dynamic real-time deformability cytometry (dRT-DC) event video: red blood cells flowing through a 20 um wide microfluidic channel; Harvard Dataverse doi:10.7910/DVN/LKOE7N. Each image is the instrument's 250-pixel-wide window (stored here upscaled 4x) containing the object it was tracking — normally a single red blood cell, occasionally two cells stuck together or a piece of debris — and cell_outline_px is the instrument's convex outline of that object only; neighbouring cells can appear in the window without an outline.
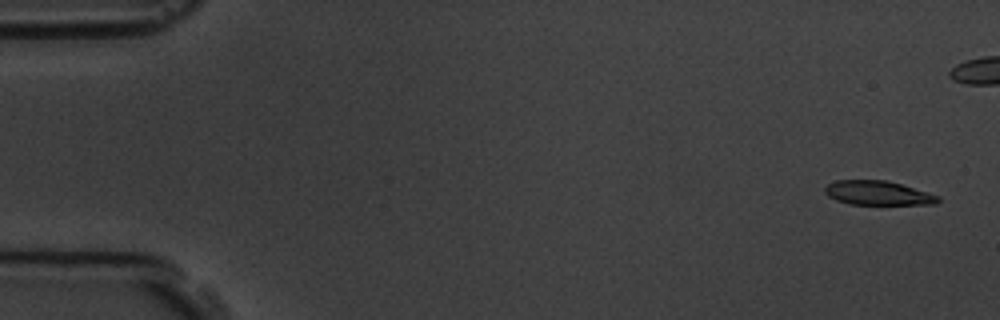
{"species": "common noctule bat (a hibernating species)", "species_latin": "Nyctalus noctula", "temperature_condition": "room temperature", "stored_images_in_passage": 16, "camera_frame_rate_fps": 3000, "um_per_image_px": 0.085, "animal": {"sex": "male", "body_mass_g": 19.5, "forearm_length_mm": 54.6}, "frame": {"image": 1, "passage_image": 1, "time_ms": 0.0, "image_size_px": [1000, 320], "cell_outline_px": [[940, 200], [936, 204], [848, 204], [836, 200], [828, 196], [824, 192], [824, 188], [828, 184], [836, 180], [888, 180], [940, 196]], "centroid_in_image_um": [74.6, 16.4], "position_along_channel_um": 10.4, "area_um2": 15.95}}
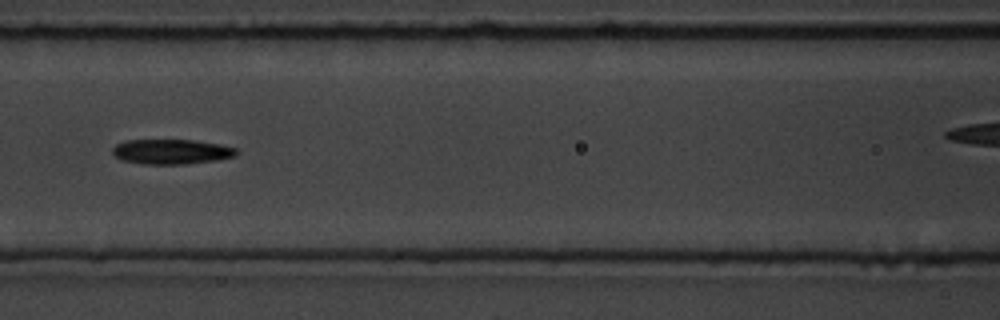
{"frame": {"image": 2, "passage_image": 7, "time_ms": 7.667, "image_size_px": [1000, 320], "cell_outline_px": [[240, 152], [236, 156], [216, 160], [184, 164], [144, 164], [124, 160], [116, 156], [112, 152], [112, 148], [116, 144], [124, 140], [192, 140], [220, 144], [236, 148]], "centroid_in_image_um": [14.6, 12.88], "position_along_channel_um": 152.0, "area_um2": 17.98}}
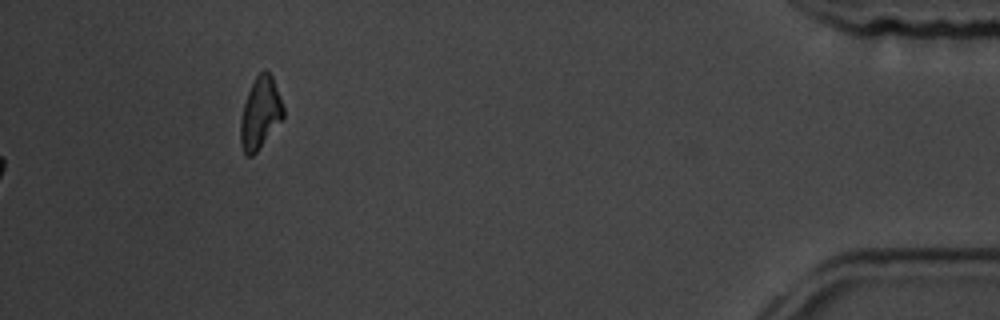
{"frame": {"image": 3, "passage_image": 16, "time_ms": 18.667, "image_size_px": [1000, 320], "cell_outline_px": [[284, 116], [256, 152], [252, 156], [248, 156], [244, 152], [240, 144], [240, 120], [244, 104], [248, 92], [256, 76], [264, 68], [272, 76], [280, 96], [284, 108]], "centroid_in_image_um": [22.11, 9.6], "position_along_channel_um": 413.1, "area_um2": 17.63}, "authors_computed_cell_mechanics": {"area_um2": 18.0047, "velocity_mm_per_s": 3.5903, "shape_relaxation_time_tau1_ms": 2.2087, "shape_relaxation_time_tau2_ms": 7.7573, "deformation_change_tau1": 0.0811, "deformation_change_tau2": 0.1437}}